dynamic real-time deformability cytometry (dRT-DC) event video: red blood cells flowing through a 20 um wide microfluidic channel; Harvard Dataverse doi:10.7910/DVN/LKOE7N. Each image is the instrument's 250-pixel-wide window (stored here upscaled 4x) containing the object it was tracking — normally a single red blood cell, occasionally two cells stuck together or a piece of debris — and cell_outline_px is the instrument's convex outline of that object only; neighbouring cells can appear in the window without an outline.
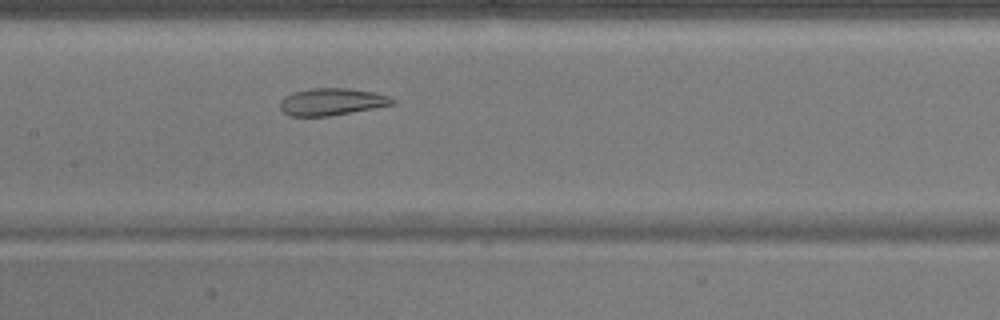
{"species": "common noctule bat (a hibernating species)", "species_latin": "Nyctalus noctula", "temperature_condition": "warm", "stored_images_in_passage": 46, "camera_frame_rate_fps": 3000, "um_per_image_px": 0.085, "animal": {"sex": "male", "body_mass_g": 17.9}, "frame": {"image": 1, "passage_image": 19, "time_ms": 6.0, "image_size_px": [1000, 320], "cell_outline_px": [[396, 104], [328, 116], [288, 116], [280, 108], [280, 100], [284, 96], [292, 92], [312, 88], [348, 88], [376, 92], [388, 96], [396, 100]], "centroid_in_image_um": [28.19, 8.64], "position_along_channel_um": 179.2, "area_um2": 17.86}}
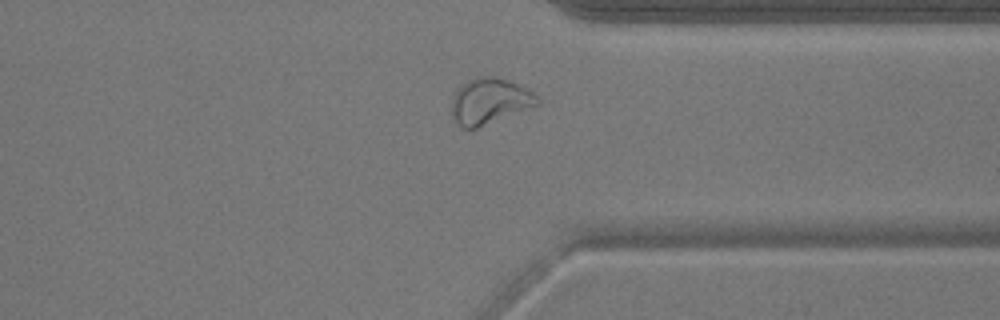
{"frame": {"image": 2, "passage_image": 34, "time_ms": 11.0, "image_size_px": [1000, 320], "cell_outline_px": [[540, 104], [476, 128], [460, 128], [456, 124], [452, 116], [452, 96], [456, 88], [460, 84], [476, 76], [496, 76], [508, 80], [528, 88], [540, 100]], "centroid_in_image_um": [41.58, 8.57], "position_along_channel_um": 369.8, "area_um2": 23.12}}
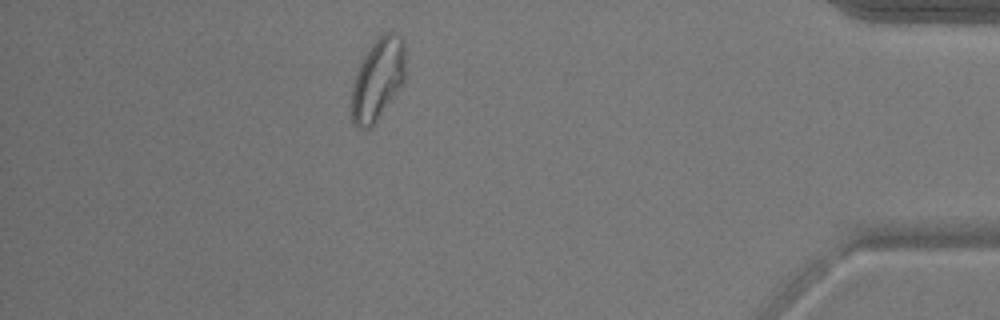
{"frame": {"image": 3, "passage_image": 40, "time_ms": 13.0, "image_size_px": [1000, 320], "cell_outline_px": [[404, 80], [372, 124], [368, 128], [360, 128], [352, 120], [352, 88], [356, 72], [364, 56], [372, 44], [388, 28], [392, 28], [404, 40]], "centroid_in_image_um": [32.11, 6.63], "position_along_channel_um": 403.1, "area_um2": 24.97}, "authors_computed_cell_mechanics": {"area_um2": 23.12, "velocity_mm_per_s": 3.8447, "shape_relaxation_time_tau1_ms": null, "shape_relaxation_time_tau2_ms": 1.2043, "deformation_change_tau1": null, "deformation_change_tau2": 0.0821}}